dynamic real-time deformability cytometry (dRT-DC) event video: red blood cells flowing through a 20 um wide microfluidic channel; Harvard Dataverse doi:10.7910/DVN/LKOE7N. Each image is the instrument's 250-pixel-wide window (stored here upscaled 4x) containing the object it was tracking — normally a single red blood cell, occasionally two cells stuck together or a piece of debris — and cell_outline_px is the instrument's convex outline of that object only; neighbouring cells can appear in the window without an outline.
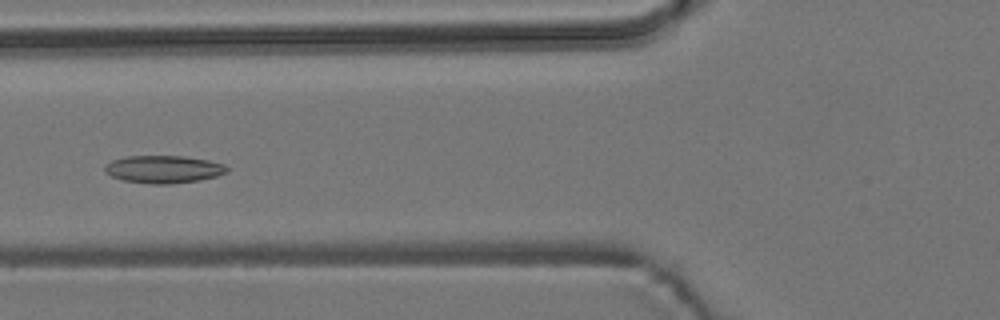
{"species": "common noctule bat (a hibernating species)", "species_latin": "Nyctalus noctula", "temperature_condition": "room temperature", "stored_images_in_passage": 6, "camera_frame_rate_fps": 3000, "um_per_image_px": 0.085, "animal": {"sex": "male", "body_mass_g": 19.2, "forearm_length_mm": 51.8}, "frame": {"image": 1, "passage_image": 6, "time_ms": 6.333, "image_size_px": [1000, 320], "cell_outline_px": [[228, 172], [216, 176], [200, 180], [168, 184], [148, 184], [124, 180], [112, 176], [104, 168], [112, 160], [128, 156], [184, 156], [208, 160], [224, 164], [228, 168]], "centroid_in_image_um": [13.94, 14.39], "position_along_channel_um": 111.9, "area_um2": 19.48}}